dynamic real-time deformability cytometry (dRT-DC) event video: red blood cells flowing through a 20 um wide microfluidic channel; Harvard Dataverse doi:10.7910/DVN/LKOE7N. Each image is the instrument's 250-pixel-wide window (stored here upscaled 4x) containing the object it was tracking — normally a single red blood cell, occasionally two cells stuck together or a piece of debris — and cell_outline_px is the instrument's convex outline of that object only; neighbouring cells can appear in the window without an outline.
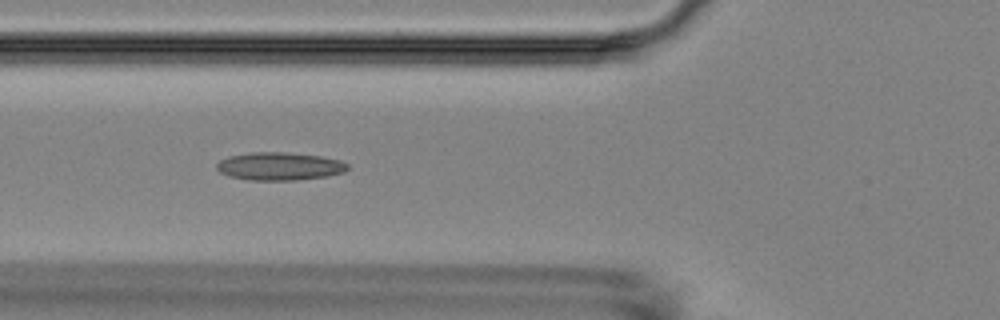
{"species": "Egyptian fruit bat (a non-hibernating species)", "species_latin": "Rousettus aegyptiacus", "temperature_condition": "room temperature", "stored_images_in_passage": 9, "camera_frame_rate_fps": 3000, "um_per_image_px": 0.085, "animal": {"sex": "female"}, "frame": {"image": 1, "passage_image": 6, "time_ms": 5.667, "image_size_px": [1000, 320], "cell_outline_px": [[348, 168], [344, 172], [328, 176], [296, 180], [248, 180], [228, 176], [220, 172], [216, 168], [216, 164], [220, 160], [228, 156], [252, 152], [284, 152], [320, 156], [340, 160], [348, 164]], "centroid_in_image_um": [23.74, 14.13], "position_along_channel_um": 102.1, "area_um2": 21.39}}
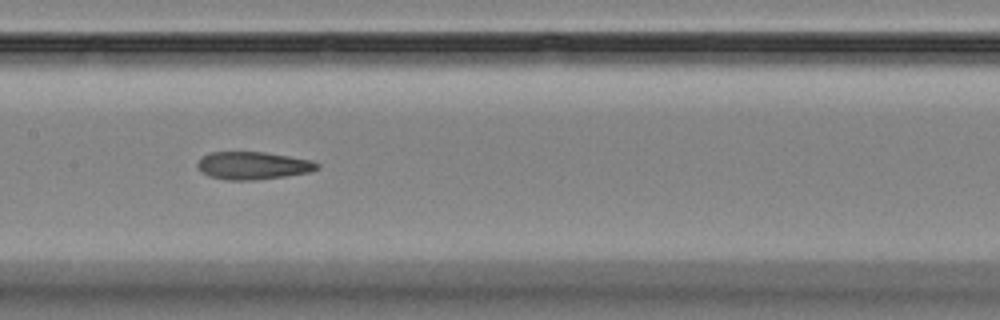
{"frame": {"image": 2, "passage_image": 8, "time_ms": 8.0, "image_size_px": [1000, 320], "cell_outline_px": [[320, 168], [308, 172], [284, 176], [252, 180], [228, 180], [208, 176], [200, 172], [196, 164], [200, 156], [208, 152], [264, 152], [312, 160], [320, 164]], "centroid_in_image_um": [21.45, 14.06], "position_along_channel_um": 186.0, "area_um2": 19.42}}
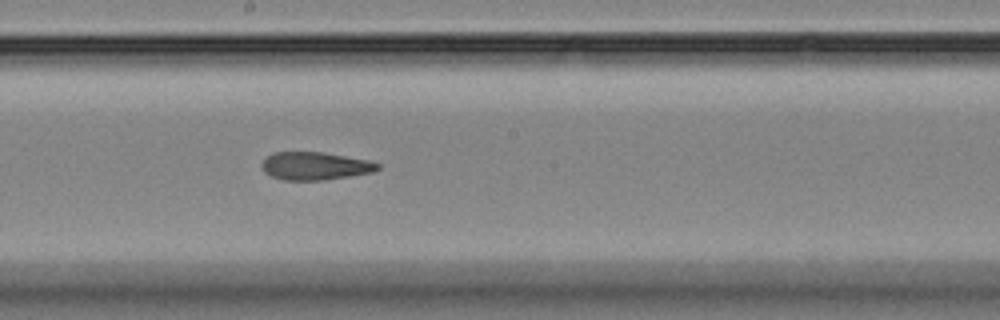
{"frame": {"image": 3, "passage_image": 9, "time_ms": 9.0, "image_size_px": [1000, 320], "cell_outline_px": [[380, 168], [372, 172], [324, 180], [284, 180], [272, 176], [264, 172], [260, 164], [272, 152], [320, 152], [368, 160], [380, 164]], "centroid_in_image_um": [26.75, 14.11], "position_along_channel_um": 221.5, "area_um2": 18.67}}